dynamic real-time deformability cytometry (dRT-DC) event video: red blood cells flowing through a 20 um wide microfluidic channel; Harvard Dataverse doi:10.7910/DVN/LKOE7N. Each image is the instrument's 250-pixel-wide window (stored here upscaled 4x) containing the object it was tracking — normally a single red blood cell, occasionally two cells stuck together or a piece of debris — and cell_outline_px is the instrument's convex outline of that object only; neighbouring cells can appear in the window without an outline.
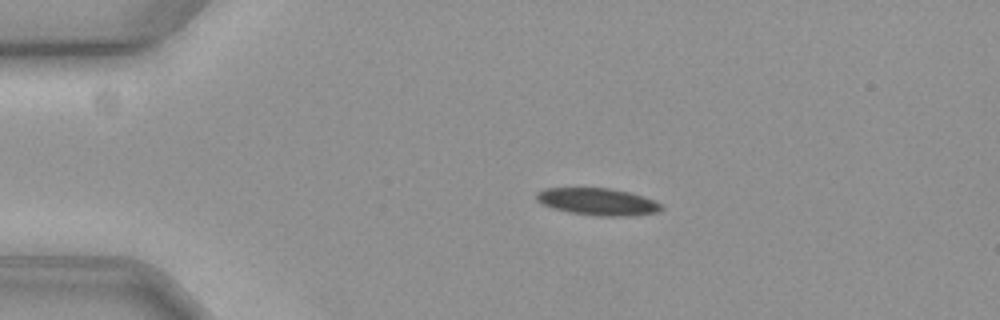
{"species": "common noctule bat (a hibernating species)", "species_latin": "Nyctalus noctula", "temperature_condition": "cold", "stored_images_in_passage": 55, "camera_frame_rate_fps": 3000, "um_per_image_px": 0.085, "animal": {"sex": "female", "body_mass_g": 19.3, "forearm_length_mm": 54.1}, "frame": {"image": 1, "passage_image": 9, "time_ms": 2.667, "image_size_px": [1000, 320], "cell_outline_px": [[664, 208], [656, 212], [628, 216], [596, 216], [568, 212], [552, 208], [536, 200], [536, 192], [544, 188], [612, 188], [644, 196], [660, 204]], "centroid_in_image_um": [50.77, 17.14], "position_along_channel_um": 34.2, "area_um2": 19.71}}
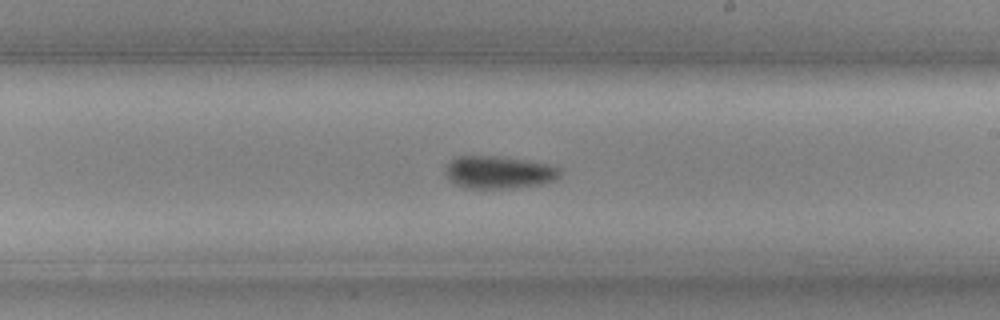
{"frame": {"image": 2, "passage_image": 31, "time_ms": 10.0, "image_size_px": [1000, 320], "cell_outline_px": [[560, 176], [556, 180], [540, 184], [512, 188], [464, 188], [456, 184], [444, 172], [448, 164], [452, 160], [460, 156], [492, 156], [524, 160], [548, 164], [560, 168]], "centroid_in_image_um": [42.42, 14.65], "position_along_channel_um": 246.6, "area_um2": 21.44}}
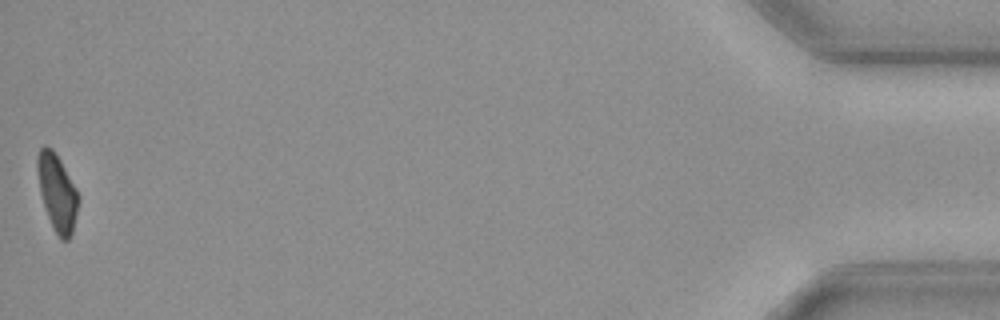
{"frame": {"image": 3, "passage_image": 55, "time_ms": 18.0, "image_size_px": [1000, 320], "cell_outline_px": [[80, 200], [72, 232], [68, 240], [60, 240], [48, 216], [40, 192], [36, 168], [36, 156], [40, 148], [44, 144], [52, 148], [60, 160], [76, 188], [80, 196]], "centroid_in_image_um": [4.86, 16.32], "position_along_channel_um": 430.3, "area_um2": 18.32}, "authors_computed_cell_mechanics": {"area_um2": 19.8254, "velocity_mm_per_s": 3.5574, "shape_relaxation_time_tau1_ms": 4.411, "shape_relaxation_time_tau2_ms": null, "deformation_change_tau1": 0.133, "deformation_change_tau2": null}}